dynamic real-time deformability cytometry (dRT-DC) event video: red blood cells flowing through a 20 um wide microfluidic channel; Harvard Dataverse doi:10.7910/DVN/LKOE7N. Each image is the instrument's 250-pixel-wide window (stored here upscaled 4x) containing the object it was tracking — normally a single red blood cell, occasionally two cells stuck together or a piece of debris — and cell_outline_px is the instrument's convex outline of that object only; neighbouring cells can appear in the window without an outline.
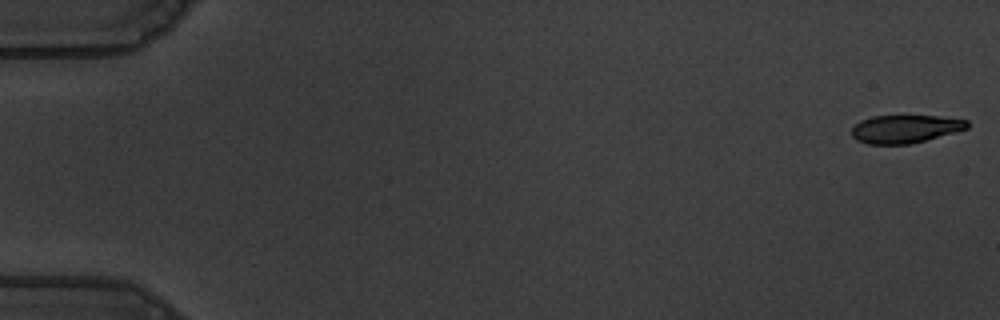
{"species": "common noctule bat (a hibernating species)", "species_latin": "Nyctalus noctula", "temperature_condition": "warm", "stored_images_in_passage": 57, "camera_frame_rate_fps": 3000, "um_per_image_px": 0.085, "animal": {"sex": "male", "body_mass_g": 19.5, "forearm_length_mm": 54.6}, "frame": {"image": 1, "passage_image": 1, "time_ms": 0.0, "image_size_px": [1000, 320], "cell_outline_px": [[968, 128], [924, 140], [908, 144], [868, 144], [856, 140], [852, 136], [852, 128], [860, 120], [872, 116], [940, 116], [968, 120]], "centroid_in_image_um": [76.9, 10.95], "position_along_channel_um": 8.1, "area_um2": 18.67}}
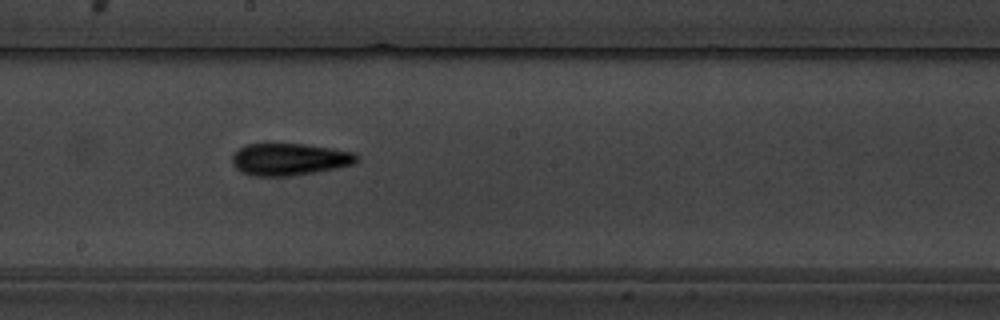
{"frame": {"image": 2, "passage_image": 32, "time_ms": 10.333, "image_size_px": [1000, 320], "cell_outline_px": [[360, 160], [356, 164], [336, 168], [292, 176], [252, 176], [240, 172], [232, 164], [232, 152], [244, 144], [304, 144], [332, 148], [352, 152], [360, 156]], "centroid_in_image_um": [24.59, 13.54], "position_along_channel_um": 223.6, "area_um2": 23.64}}
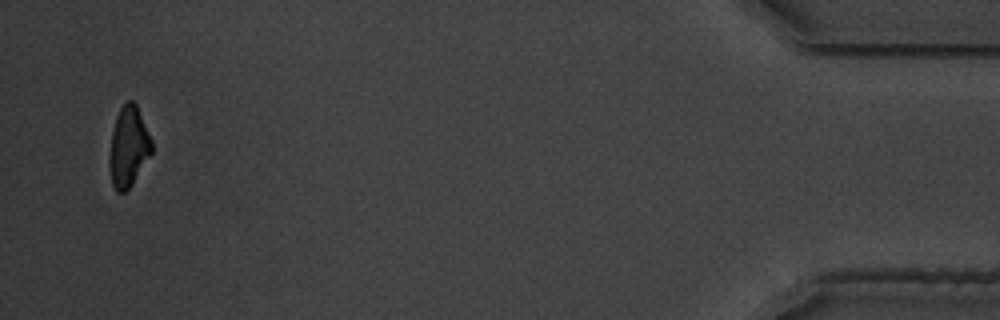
{"frame": {"image": 3, "passage_image": 55, "time_ms": 18.0, "image_size_px": [1000, 320], "cell_outline_px": [[152, 152], [132, 184], [124, 192], [116, 192], [112, 184], [108, 160], [112, 132], [116, 116], [120, 108], [128, 100], [132, 100], [136, 104], [152, 140]], "centroid_in_image_um": [10.91, 12.48], "position_along_channel_um": 424.3, "area_um2": 19.65}, "authors_computed_cell_mechanics": {"area_um2": 21.7328, "velocity_mm_per_s": 3.6366, "shape_relaxation_time_tau1_ms": 3.8771, "shape_relaxation_time_tau2_ms": 3.8997, "deformation_change_tau1": 0.1737, "deformation_change_tau2": 0.127}}